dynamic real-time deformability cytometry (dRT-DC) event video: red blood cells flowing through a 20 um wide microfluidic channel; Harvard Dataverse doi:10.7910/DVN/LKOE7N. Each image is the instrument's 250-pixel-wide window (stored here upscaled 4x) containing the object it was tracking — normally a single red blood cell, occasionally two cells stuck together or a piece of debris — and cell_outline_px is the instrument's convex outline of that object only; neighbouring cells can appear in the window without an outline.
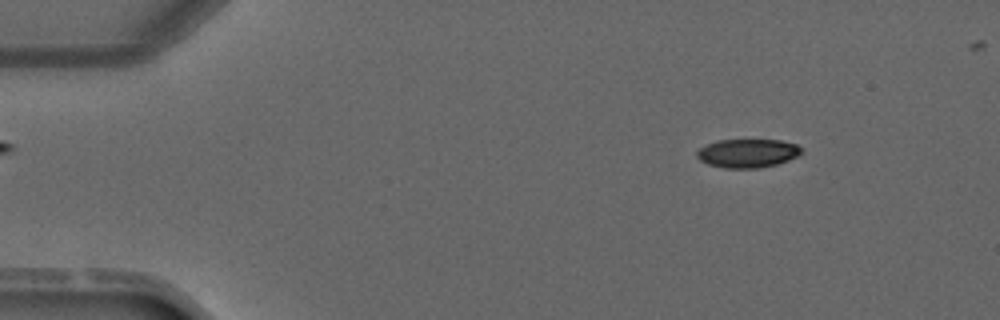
{"species": "common noctule bat (a hibernating species)", "species_latin": "Nyctalus noctula", "temperature_condition": "warm", "stored_images_in_passage": 4, "segment_of_instrument_passage": [1, 2], "camera_frame_rate_fps": 3000, "um_per_image_px": 0.085, "animal": {"sex": "male", "forearm_length_mm": 52.5}, "frame": {"image": 1, "passage_image": 1, "time_ms": 0.0, "image_size_px": [1000, 320], "cell_outline_px": [[800, 152], [796, 156], [788, 160], [776, 164], [760, 168], [724, 168], [708, 164], [700, 160], [696, 156], [696, 152], [700, 148], [708, 144], [720, 140], [780, 140], [796, 144], [800, 148]], "centroid_in_image_um": [63.51, 13.03], "position_along_channel_um": 21.5, "area_um2": 17.22}}
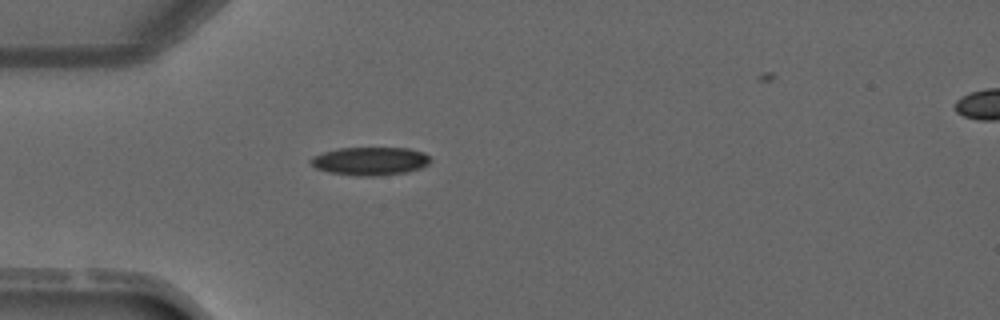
{"frame": {"image": 2, "passage_image": 3, "time_ms": 2.333, "image_size_px": [1000, 320], "cell_outline_px": [[432, 160], [428, 164], [420, 168], [408, 172], [380, 176], [356, 176], [328, 172], [316, 168], [308, 160], [312, 156], [324, 152], [340, 148], [408, 148], [424, 152]], "centroid_in_image_um": [31.47, 13.7], "position_along_channel_um": 53.5, "area_um2": 19.83}}